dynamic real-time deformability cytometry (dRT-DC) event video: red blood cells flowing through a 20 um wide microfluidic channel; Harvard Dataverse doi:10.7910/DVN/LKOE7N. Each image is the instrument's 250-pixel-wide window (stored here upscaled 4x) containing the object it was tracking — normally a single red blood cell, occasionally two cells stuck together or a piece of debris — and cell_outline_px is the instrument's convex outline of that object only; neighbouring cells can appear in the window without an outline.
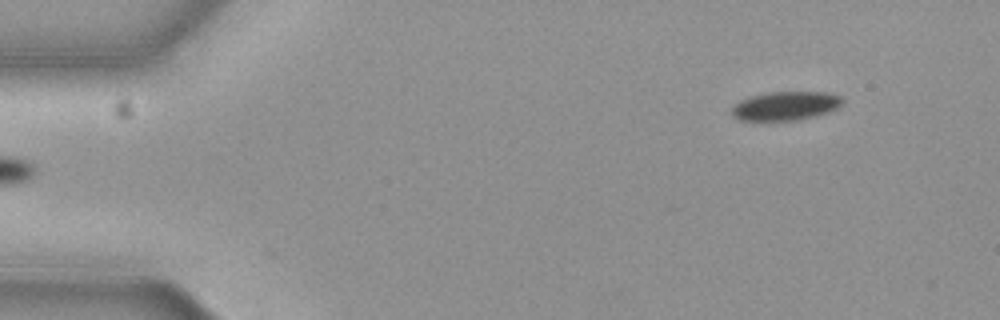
{"species": "common noctule bat (a hibernating species)", "species_latin": "Nyctalus noctula", "temperature_condition": "cold", "stored_images_in_passage": 2, "camera_frame_rate_fps": 3000, "um_per_image_px": 0.085, "animal": {"sex": "female", "body_mass_g": 19.3, "forearm_length_mm": 54.1}, "frame": {"image": 1, "passage_image": 2, "time_ms": 0.333, "image_size_px": [1000, 320], "cell_outline_px": [[844, 104], [828, 112], [816, 116], [800, 120], [736, 120], [732, 116], [732, 108], [740, 100], [752, 96], [768, 92], [828, 92], [840, 96], [844, 100]], "centroid_in_image_um": [66.8, 9.0], "position_along_channel_um": 18.2, "area_um2": 18.67}}